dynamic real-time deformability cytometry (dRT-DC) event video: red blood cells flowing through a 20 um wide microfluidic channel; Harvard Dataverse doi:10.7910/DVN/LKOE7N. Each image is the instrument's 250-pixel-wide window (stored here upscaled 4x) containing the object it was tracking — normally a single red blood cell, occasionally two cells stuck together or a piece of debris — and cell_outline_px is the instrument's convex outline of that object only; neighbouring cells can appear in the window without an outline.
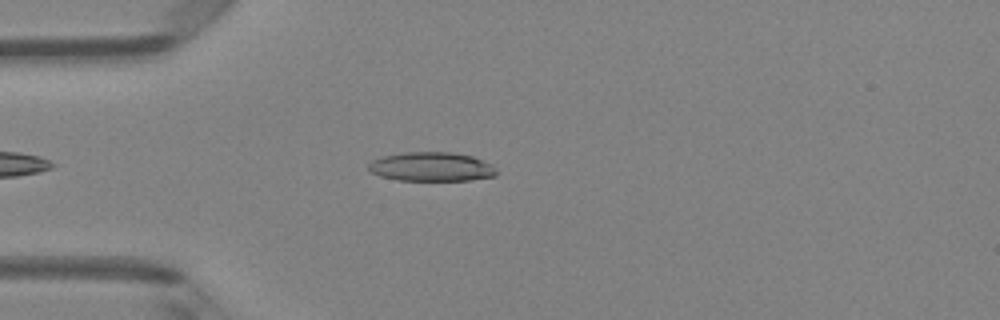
{"species": "Egyptian fruit bat (a non-hibernating species)", "species_latin": "Rousettus aegyptiacus", "temperature_condition": "room temperature", "stored_images_in_passage": 37, "camera_frame_rate_fps": 3000, "um_per_image_px": 0.085, "animal": {"sex": "female"}, "frame": {"image": 1, "passage_image": 4, "time_ms": 1.0, "image_size_px": [1000, 320], "cell_outline_px": [[496, 176], [468, 180], [400, 180], [380, 176], [368, 172], [368, 164], [372, 160], [384, 156], [404, 152], [452, 152], [472, 156], [492, 164], [496, 168]], "centroid_in_image_um": [36.66, 14.17], "position_along_channel_um": 48.3, "area_um2": 21.73}}
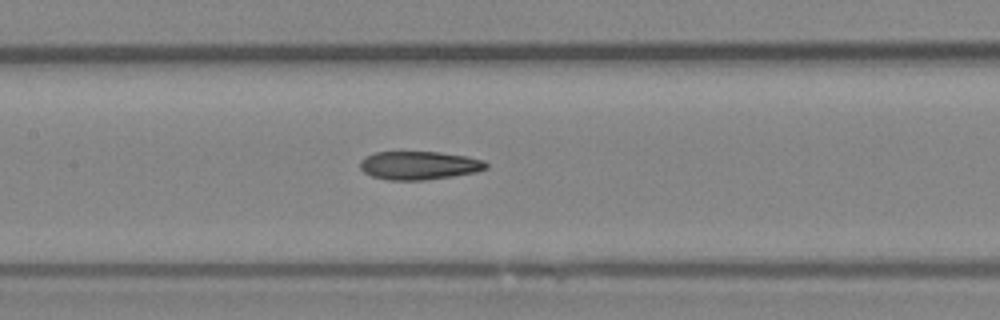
{"frame": {"image": 2, "passage_image": 14, "time_ms": 4.333, "image_size_px": [1000, 320], "cell_outline_px": [[488, 168], [476, 172], [452, 176], [424, 180], [388, 180], [372, 176], [364, 172], [360, 168], [360, 160], [364, 156], [376, 152], [440, 152], [468, 156], [484, 160], [488, 164]], "centroid_in_image_um": [35.63, 14.05], "position_along_channel_um": 171.8, "area_um2": 20.98}}
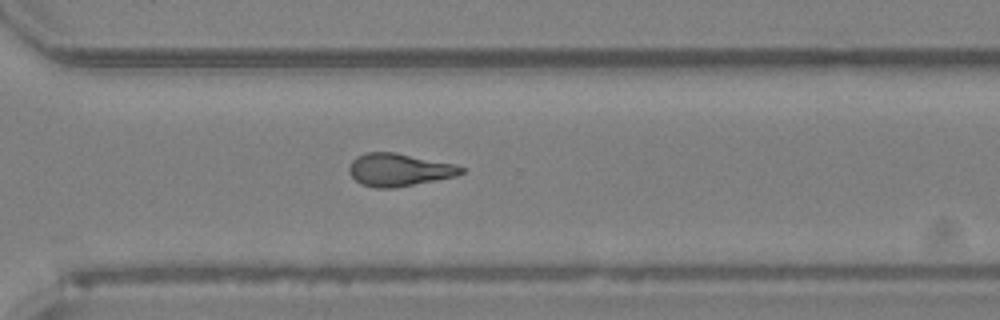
{"frame": {"image": 3, "passage_image": 26, "time_ms": 8.333, "image_size_px": [1000, 320], "cell_outline_px": [[464, 172], [456, 176], [396, 188], [376, 188], [360, 184], [348, 172], [348, 168], [352, 160], [356, 156], [368, 152], [396, 152], [452, 164], [464, 168]], "centroid_in_image_um": [33.87, 14.44], "position_along_channel_um": 336.7, "area_um2": 21.33}, "authors_computed_cell_mechanics": {"area_um2": 20.8658, "velocity_mm_per_s": 4.1238, "shape_relaxation_time_tau1_ms": null, "shape_relaxation_time_tau2_ms": 4.1119, "deformation_change_tau1": null, "deformation_change_tau2": 0.1403}}